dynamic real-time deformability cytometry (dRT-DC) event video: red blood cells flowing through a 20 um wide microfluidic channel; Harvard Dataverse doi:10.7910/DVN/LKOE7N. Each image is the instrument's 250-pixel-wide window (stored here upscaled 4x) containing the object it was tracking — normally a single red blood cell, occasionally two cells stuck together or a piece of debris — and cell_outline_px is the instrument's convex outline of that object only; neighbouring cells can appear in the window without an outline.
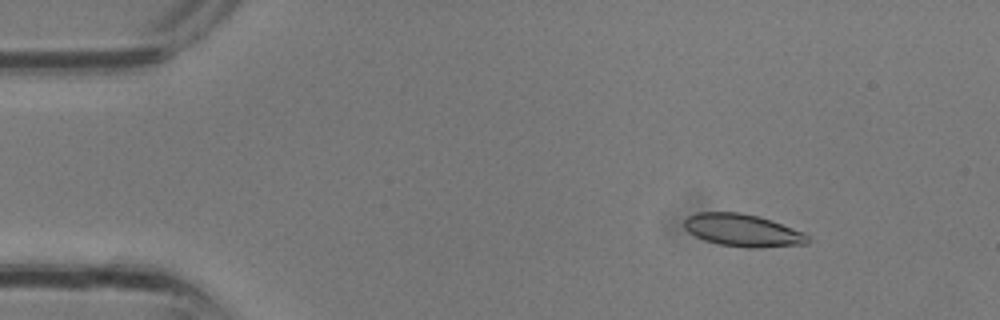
{"species": "common noctule bat (a hibernating species)", "species_latin": "Nyctalus noctula", "temperature_condition": "room temperature", "stored_images_in_passage": 32, "camera_frame_rate_fps": 3000, "um_per_image_px": 0.085, "animal": {"sex": "male", "body_mass_g": 13.3}, "frame": {"image": 1, "passage_image": 4, "time_ms": 1.0, "image_size_px": [1000, 320], "cell_outline_px": [[808, 244], [760, 248], [744, 248], [720, 244], [704, 240], [688, 232], [684, 228], [684, 220], [688, 216], [696, 212], [740, 212], [760, 216], [772, 220], [804, 232], [808, 236]], "centroid_in_image_um": [63.13, 19.58], "position_along_channel_um": 21.9, "area_um2": 23.64}}
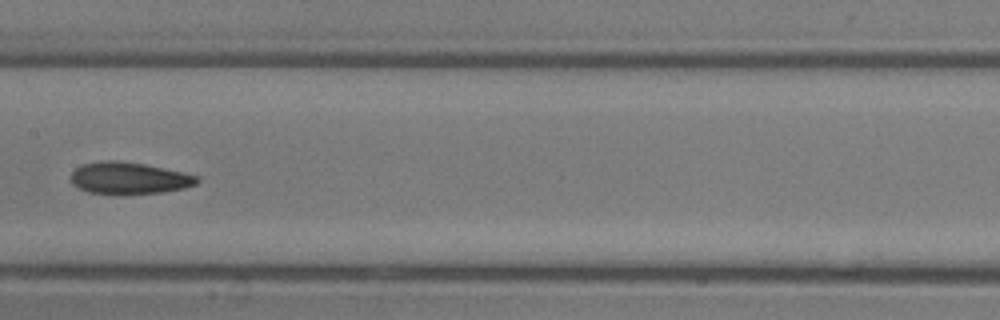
{"frame": {"image": 2, "passage_image": 16, "time_ms": 5.0, "image_size_px": [1000, 320], "cell_outline_px": [[200, 180], [196, 184], [184, 188], [160, 192], [124, 196], [88, 192], [72, 184], [72, 172], [76, 168], [84, 164], [104, 160], [116, 160], [144, 164], [200, 176]], "centroid_in_image_um": [10.97, 15.16], "position_along_channel_um": 196.4, "area_um2": 23.64}}
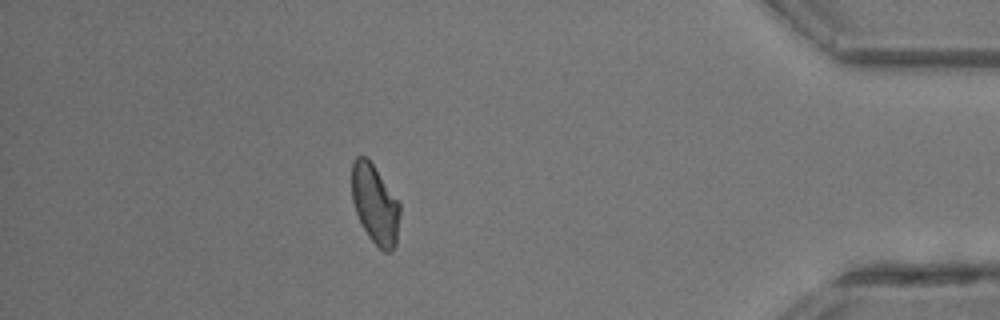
{"frame": {"image": 3, "passage_image": 28, "time_ms": 9.0, "image_size_px": [1000, 320], "cell_outline_px": [[400, 212], [396, 244], [388, 252], [384, 252], [368, 236], [356, 212], [352, 200], [352, 164], [356, 156], [364, 156], [372, 164], [400, 204]], "centroid_in_image_um": [31.87, 17.37], "position_along_channel_um": 403.3, "area_um2": 21.68}}